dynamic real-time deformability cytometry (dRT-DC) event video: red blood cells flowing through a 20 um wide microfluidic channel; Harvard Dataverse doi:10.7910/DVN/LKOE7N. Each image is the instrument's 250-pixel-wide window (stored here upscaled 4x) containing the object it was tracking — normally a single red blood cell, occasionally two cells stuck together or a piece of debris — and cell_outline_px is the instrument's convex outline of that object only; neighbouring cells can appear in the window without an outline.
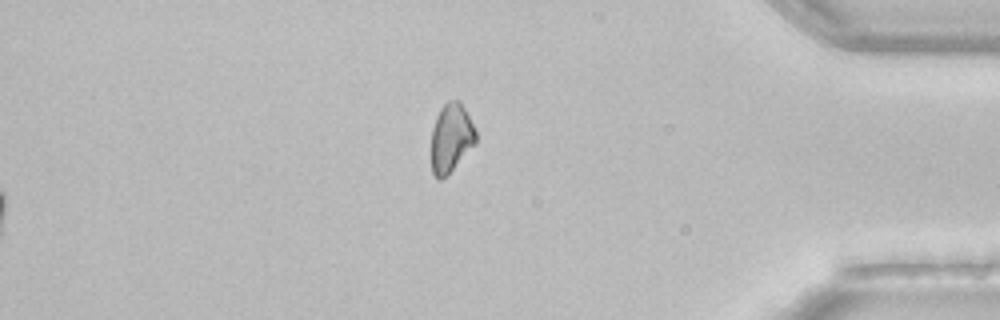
{"species": "common noctule bat (a hibernating species)", "species_latin": "Nyctalus noctula", "temperature_condition": "room temperature", "stored_images_in_passage": 50, "segment_of_instrument_passage": [2, 2], "camera_frame_rate_fps": 3000, "um_per_image_px": 0.085, "animal": {"sex": "female", "body_mass_g": 22.7, "forearm_length_mm": 54.2}, "frame": {"image": 1, "passage_image": 50, "time_ms": 16.333, "image_size_px": [1000, 320], "cell_outline_px": [[476, 144], [440, 180], [432, 172], [432, 128], [436, 116], [440, 108], [448, 100], [460, 100], [476, 132]], "centroid_in_image_um": [38.34, 11.67], "position_along_channel_um": 396.9, "area_um2": 17.46}}